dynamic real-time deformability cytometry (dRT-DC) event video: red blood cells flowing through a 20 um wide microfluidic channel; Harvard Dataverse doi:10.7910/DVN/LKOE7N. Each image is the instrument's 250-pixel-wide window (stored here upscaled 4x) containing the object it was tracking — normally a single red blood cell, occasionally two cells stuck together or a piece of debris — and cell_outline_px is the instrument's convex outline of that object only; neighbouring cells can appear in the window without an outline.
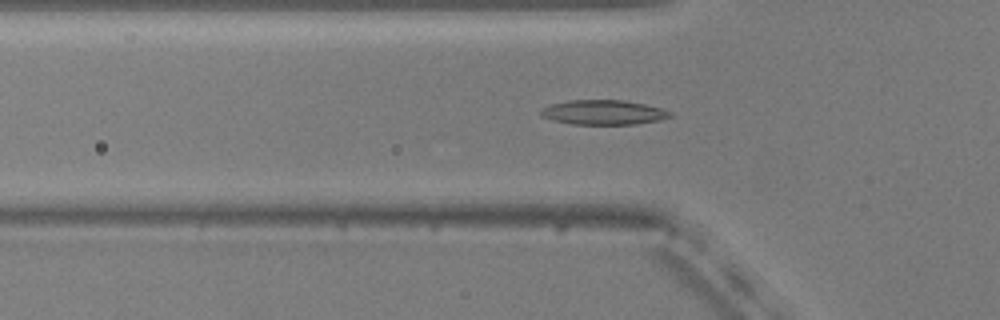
{"species": "common noctule bat (a hibernating species)", "species_latin": "Nyctalus noctula", "temperature_condition": "warm", "stored_images_in_passage": 28, "camera_frame_rate_fps": 3000, "um_per_image_px": 0.085, "animal": {"sex": "male", "body_mass_g": 20.5, "forearm_length_mm": 52.5}, "frame": {"image": 1, "passage_image": 12, "time_ms": 3.667, "image_size_px": [1000, 320], "cell_outline_px": [[672, 116], [660, 120], [636, 124], [572, 124], [556, 120], [544, 116], [540, 112], [540, 108], [552, 104], [568, 100], [624, 100], [644, 104], [660, 108], [672, 112]], "centroid_in_image_um": [51.32, 9.54], "position_along_channel_um": 74.5, "area_um2": 18.38}}
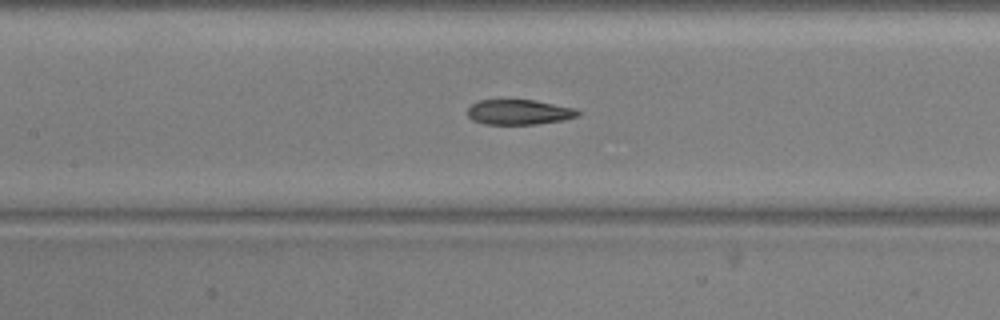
{"frame": {"image": 2, "passage_image": 19, "time_ms": 6.0, "image_size_px": [1000, 320], "cell_outline_px": [[580, 116], [564, 120], [536, 124], [484, 124], [472, 120], [468, 116], [468, 108], [472, 104], [480, 100], [532, 100], [572, 108], [580, 112]], "centroid_in_image_um": [44.09, 9.54], "position_along_channel_um": 163.3, "area_um2": 15.95}}
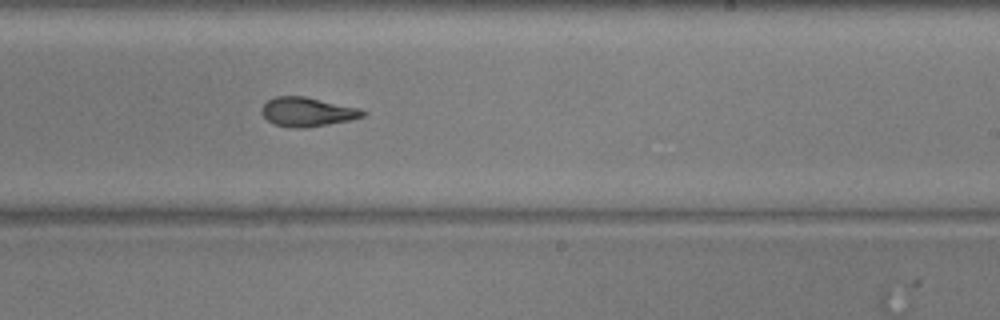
{"frame": {"image": 3, "passage_image": 27, "time_ms": 8.667, "image_size_px": [1000, 320], "cell_outline_px": [[368, 112], [364, 116], [348, 120], [328, 124], [304, 128], [292, 128], [276, 124], [268, 120], [264, 116], [264, 104], [268, 100], [276, 96], [304, 96], [360, 108]], "centroid_in_image_um": [26.17, 9.5], "position_along_channel_um": 262.8, "area_um2": 16.88}}